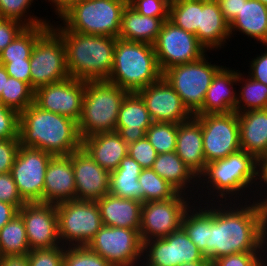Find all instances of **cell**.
<instances>
[{
    "instance_id": "1",
    "label": "cell",
    "mask_w": 267,
    "mask_h": 266,
    "mask_svg": "<svg viewBox=\"0 0 267 266\" xmlns=\"http://www.w3.org/2000/svg\"><path fill=\"white\" fill-rule=\"evenodd\" d=\"M219 205L222 208H210L206 258L212 262L234 253L260 250L263 253L265 249L262 248H267L263 246H267V208L254 201L252 205H239L238 208L233 204L230 209L225 204L224 209L223 203Z\"/></svg>"
},
{
    "instance_id": "2",
    "label": "cell",
    "mask_w": 267,
    "mask_h": 266,
    "mask_svg": "<svg viewBox=\"0 0 267 266\" xmlns=\"http://www.w3.org/2000/svg\"><path fill=\"white\" fill-rule=\"evenodd\" d=\"M20 146L46 151L53 156L70 155L81 148L77 122L45 111L35 103L19 114Z\"/></svg>"
},
{
    "instance_id": "3",
    "label": "cell",
    "mask_w": 267,
    "mask_h": 266,
    "mask_svg": "<svg viewBox=\"0 0 267 266\" xmlns=\"http://www.w3.org/2000/svg\"><path fill=\"white\" fill-rule=\"evenodd\" d=\"M51 27L62 37L69 77L90 81L108 80L113 68L116 37L74 32Z\"/></svg>"
},
{
    "instance_id": "4",
    "label": "cell",
    "mask_w": 267,
    "mask_h": 266,
    "mask_svg": "<svg viewBox=\"0 0 267 266\" xmlns=\"http://www.w3.org/2000/svg\"><path fill=\"white\" fill-rule=\"evenodd\" d=\"M152 44L116 39L109 82L137 92L162 78Z\"/></svg>"
},
{
    "instance_id": "5",
    "label": "cell",
    "mask_w": 267,
    "mask_h": 266,
    "mask_svg": "<svg viewBox=\"0 0 267 266\" xmlns=\"http://www.w3.org/2000/svg\"><path fill=\"white\" fill-rule=\"evenodd\" d=\"M129 93L108 80L86 81L81 116L77 122L81 139L115 132L119 109Z\"/></svg>"
},
{
    "instance_id": "6",
    "label": "cell",
    "mask_w": 267,
    "mask_h": 266,
    "mask_svg": "<svg viewBox=\"0 0 267 266\" xmlns=\"http://www.w3.org/2000/svg\"><path fill=\"white\" fill-rule=\"evenodd\" d=\"M125 0H80L60 18L70 31L118 38Z\"/></svg>"
},
{
    "instance_id": "7",
    "label": "cell",
    "mask_w": 267,
    "mask_h": 266,
    "mask_svg": "<svg viewBox=\"0 0 267 266\" xmlns=\"http://www.w3.org/2000/svg\"><path fill=\"white\" fill-rule=\"evenodd\" d=\"M257 169L258 160L246 151L239 150L226 158L207 163L198 178L200 179L203 176V180L207 182V189L211 192V188H213L212 192L215 190L216 194H219H215L216 197H220L217 202H221V198H225L226 202L228 200L226 199L227 194L229 197L233 196L235 198L237 196L234 195L239 194L240 190H247L249 186L256 182L258 178ZM209 182L210 189L208 188Z\"/></svg>"
},
{
    "instance_id": "8",
    "label": "cell",
    "mask_w": 267,
    "mask_h": 266,
    "mask_svg": "<svg viewBox=\"0 0 267 266\" xmlns=\"http://www.w3.org/2000/svg\"><path fill=\"white\" fill-rule=\"evenodd\" d=\"M222 67L209 63L204 55L197 61L170 67L162 77L180 96L189 113L195 116L202 108L214 76Z\"/></svg>"
},
{
    "instance_id": "9",
    "label": "cell",
    "mask_w": 267,
    "mask_h": 266,
    "mask_svg": "<svg viewBox=\"0 0 267 266\" xmlns=\"http://www.w3.org/2000/svg\"><path fill=\"white\" fill-rule=\"evenodd\" d=\"M56 210L58 234L62 246L68 244L69 247L87 246L103 226L96 201L76 199L65 201L56 204Z\"/></svg>"
},
{
    "instance_id": "10",
    "label": "cell",
    "mask_w": 267,
    "mask_h": 266,
    "mask_svg": "<svg viewBox=\"0 0 267 266\" xmlns=\"http://www.w3.org/2000/svg\"><path fill=\"white\" fill-rule=\"evenodd\" d=\"M29 61L34 90L69 77L64 42L51 26L37 39Z\"/></svg>"
},
{
    "instance_id": "11",
    "label": "cell",
    "mask_w": 267,
    "mask_h": 266,
    "mask_svg": "<svg viewBox=\"0 0 267 266\" xmlns=\"http://www.w3.org/2000/svg\"><path fill=\"white\" fill-rule=\"evenodd\" d=\"M202 126L206 164L241 150L236 112L194 116Z\"/></svg>"
},
{
    "instance_id": "12",
    "label": "cell",
    "mask_w": 267,
    "mask_h": 266,
    "mask_svg": "<svg viewBox=\"0 0 267 266\" xmlns=\"http://www.w3.org/2000/svg\"><path fill=\"white\" fill-rule=\"evenodd\" d=\"M87 247L112 266H135L145 254L140 232L123 227L103 225Z\"/></svg>"
},
{
    "instance_id": "13",
    "label": "cell",
    "mask_w": 267,
    "mask_h": 266,
    "mask_svg": "<svg viewBox=\"0 0 267 266\" xmlns=\"http://www.w3.org/2000/svg\"><path fill=\"white\" fill-rule=\"evenodd\" d=\"M153 47L162 73L172 66L197 61L206 51L196 35L169 20L163 22Z\"/></svg>"
},
{
    "instance_id": "14",
    "label": "cell",
    "mask_w": 267,
    "mask_h": 266,
    "mask_svg": "<svg viewBox=\"0 0 267 266\" xmlns=\"http://www.w3.org/2000/svg\"><path fill=\"white\" fill-rule=\"evenodd\" d=\"M52 156L40 149L19 147L10 173L26 203H43L46 168Z\"/></svg>"
},
{
    "instance_id": "15",
    "label": "cell",
    "mask_w": 267,
    "mask_h": 266,
    "mask_svg": "<svg viewBox=\"0 0 267 266\" xmlns=\"http://www.w3.org/2000/svg\"><path fill=\"white\" fill-rule=\"evenodd\" d=\"M184 195L177 193L169 200L142 203L139 230L142 242L164 238L181 227L184 213L190 208Z\"/></svg>"
},
{
    "instance_id": "16",
    "label": "cell",
    "mask_w": 267,
    "mask_h": 266,
    "mask_svg": "<svg viewBox=\"0 0 267 266\" xmlns=\"http://www.w3.org/2000/svg\"><path fill=\"white\" fill-rule=\"evenodd\" d=\"M146 266H179L193 261H209L182 227L164 238L143 242ZM149 252V253H148Z\"/></svg>"
},
{
    "instance_id": "17",
    "label": "cell",
    "mask_w": 267,
    "mask_h": 266,
    "mask_svg": "<svg viewBox=\"0 0 267 266\" xmlns=\"http://www.w3.org/2000/svg\"><path fill=\"white\" fill-rule=\"evenodd\" d=\"M86 81L68 77L35 90L34 103L41 109L78 122L85 93Z\"/></svg>"
},
{
    "instance_id": "18",
    "label": "cell",
    "mask_w": 267,
    "mask_h": 266,
    "mask_svg": "<svg viewBox=\"0 0 267 266\" xmlns=\"http://www.w3.org/2000/svg\"><path fill=\"white\" fill-rule=\"evenodd\" d=\"M18 214L24 221L30 250L61 246L55 204L25 203Z\"/></svg>"
},
{
    "instance_id": "19",
    "label": "cell",
    "mask_w": 267,
    "mask_h": 266,
    "mask_svg": "<svg viewBox=\"0 0 267 266\" xmlns=\"http://www.w3.org/2000/svg\"><path fill=\"white\" fill-rule=\"evenodd\" d=\"M136 93L144 101L153 122L179 124L192 117L180 96L163 77Z\"/></svg>"
},
{
    "instance_id": "20",
    "label": "cell",
    "mask_w": 267,
    "mask_h": 266,
    "mask_svg": "<svg viewBox=\"0 0 267 266\" xmlns=\"http://www.w3.org/2000/svg\"><path fill=\"white\" fill-rule=\"evenodd\" d=\"M76 200L97 201L109 192L110 172L99 166L81 147L71 153Z\"/></svg>"
},
{
    "instance_id": "21",
    "label": "cell",
    "mask_w": 267,
    "mask_h": 266,
    "mask_svg": "<svg viewBox=\"0 0 267 266\" xmlns=\"http://www.w3.org/2000/svg\"><path fill=\"white\" fill-rule=\"evenodd\" d=\"M76 184L70 155L52 156L45 175L43 203L75 200Z\"/></svg>"
},
{
    "instance_id": "22",
    "label": "cell",
    "mask_w": 267,
    "mask_h": 266,
    "mask_svg": "<svg viewBox=\"0 0 267 266\" xmlns=\"http://www.w3.org/2000/svg\"><path fill=\"white\" fill-rule=\"evenodd\" d=\"M242 77V73L222 67L214 76L202 108L196 115L235 112L238 95L233 90V84L241 83Z\"/></svg>"
},
{
    "instance_id": "23",
    "label": "cell",
    "mask_w": 267,
    "mask_h": 266,
    "mask_svg": "<svg viewBox=\"0 0 267 266\" xmlns=\"http://www.w3.org/2000/svg\"><path fill=\"white\" fill-rule=\"evenodd\" d=\"M152 123L142 98L130 92L119 109L115 132L129 145L144 138Z\"/></svg>"
},
{
    "instance_id": "24",
    "label": "cell",
    "mask_w": 267,
    "mask_h": 266,
    "mask_svg": "<svg viewBox=\"0 0 267 266\" xmlns=\"http://www.w3.org/2000/svg\"><path fill=\"white\" fill-rule=\"evenodd\" d=\"M81 147L105 170H116L128 155V144L117 132L98 133L82 139Z\"/></svg>"
},
{
    "instance_id": "25",
    "label": "cell",
    "mask_w": 267,
    "mask_h": 266,
    "mask_svg": "<svg viewBox=\"0 0 267 266\" xmlns=\"http://www.w3.org/2000/svg\"><path fill=\"white\" fill-rule=\"evenodd\" d=\"M202 141V126L194 116L178 124L175 152L197 178L206 167Z\"/></svg>"
},
{
    "instance_id": "26",
    "label": "cell",
    "mask_w": 267,
    "mask_h": 266,
    "mask_svg": "<svg viewBox=\"0 0 267 266\" xmlns=\"http://www.w3.org/2000/svg\"><path fill=\"white\" fill-rule=\"evenodd\" d=\"M96 202L104 226L140 230L142 202L109 193Z\"/></svg>"
},
{
    "instance_id": "27",
    "label": "cell",
    "mask_w": 267,
    "mask_h": 266,
    "mask_svg": "<svg viewBox=\"0 0 267 266\" xmlns=\"http://www.w3.org/2000/svg\"><path fill=\"white\" fill-rule=\"evenodd\" d=\"M241 150L257 160L267 155V108L238 113Z\"/></svg>"
},
{
    "instance_id": "28",
    "label": "cell",
    "mask_w": 267,
    "mask_h": 266,
    "mask_svg": "<svg viewBox=\"0 0 267 266\" xmlns=\"http://www.w3.org/2000/svg\"><path fill=\"white\" fill-rule=\"evenodd\" d=\"M196 37L206 50L220 48L230 37L229 23L224 19L219 3L200 0V26Z\"/></svg>"
},
{
    "instance_id": "29",
    "label": "cell",
    "mask_w": 267,
    "mask_h": 266,
    "mask_svg": "<svg viewBox=\"0 0 267 266\" xmlns=\"http://www.w3.org/2000/svg\"><path fill=\"white\" fill-rule=\"evenodd\" d=\"M169 17H148L140 15L129 4L125 6L122 12L121 29L118 38L154 44L162 24Z\"/></svg>"
},
{
    "instance_id": "30",
    "label": "cell",
    "mask_w": 267,
    "mask_h": 266,
    "mask_svg": "<svg viewBox=\"0 0 267 266\" xmlns=\"http://www.w3.org/2000/svg\"><path fill=\"white\" fill-rule=\"evenodd\" d=\"M241 31L267 45V5L259 0H246L238 15L229 23V32Z\"/></svg>"
},
{
    "instance_id": "31",
    "label": "cell",
    "mask_w": 267,
    "mask_h": 266,
    "mask_svg": "<svg viewBox=\"0 0 267 266\" xmlns=\"http://www.w3.org/2000/svg\"><path fill=\"white\" fill-rule=\"evenodd\" d=\"M143 168L129 155L124 157L119 167L110 172L109 194L137 200L143 203V190L138 181Z\"/></svg>"
},
{
    "instance_id": "32",
    "label": "cell",
    "mask_w": 267,
    "mask_h": 266,
    "mask_svg": "<svg viewBox=\"0 0 267 266\" xmlns=\"http://www.w3.org/2000/svg\"><path fill=\"white\" fill-rule=\"evenodd\" d=\"M152 169L164 180H166L178 193L184 194L187 184H193L192 179L197 176L182 161L176 152L157 154ZM184 190V191H183Z\"/></svg>"
},
{
    "instance_id": "33",
    "label": "cell",
    "mask_w": 267,
    "mask_h": 266,
    "mask_svg": "<svg viewBox=\"0 0 267 266\" xmlns=\"http://www.w3.org/2000/svg\"><path fill=\"white\" fill-rule=\"evenodd\" d=\"M51 26H26L16 38L0 52V63L29 60L37 39Z\"/></svg>"
},
{
    "instance_id": "34",
    "label": "cell",
    "mask_w": 267,
    "mask_h": 266,
    "mask_svg": "<svg viewBox=\"0 0 267 266\" xmlns=\"http://www.w3.org/2000/svg\"><path fill=\"white\" fill-rule=\"evenodd\" d=\"M29 252L24 221L16 214L0 229V256L27 255Z\"/></svg>"
},
{
    "instance_id": "35",
    "label": "cell",
    "mask_w": 267,
    "mask_h": 266,
    "mask_svg": "<svg viewBox=\"0 0 267 266\" xmlns=\"http://www.w3.org/2000/svg\"><path fill=\"white\" fill-rule=\"evenodd\" d=\"M192 207L194 206L185 211L181 227L206 258V244L208 243V229L210 228V206L207 205L206 208L200 206L197 209L198 211ZM191 208L193 211H191Z\"/></svg>"
},
{
    "instance_id": "36",
    "label": "cell",
    "mask_w": 267,
    "mask_h": 266,
    "mask_svg": "<svg viewBox=\"0 0 267 266\" xmlns=\"http://www.w3.org/2000/svg\"><path fill=\"white\" fill-rule=\"evenodd\" d=\"M168 20L196 35L200 26V0H171Z\"/></svg>"
},
{
    "instance_id": "37",
    "label": "cell",
    "mask_w": 267,
    "mask_h": 266,
    "mask_svg": "<svg viewBox=\"0 0 267 266\" xmlns=\"http://www.w3.org/2000/svg\"><path fill=\"white\" fill-rule=\"evenodd\" d=\"M35 90L26 82L9 76L0 102L18 114L34 103Z\"/></svg>"
},
{
    "instance_id": "38",
    "label": "cell",
    "mask_w": 267,
    "mask_h": 266,
    "mask_svg": "<svg viewBox=\"0 0 267 266\" xmlns=\"http://www.w3.org/2000/svg\"><path fill=\"white\" fill-rule=\"evenodd\" d=\"M138 181L143 190V203L164 201L173 198L178 192L152 168L143 169Z\"/></svg>"
},
{
    "instance_id": "39",
    "label": "cell",
    "mask_w": 267,
    "mask_h": 266,
    "mask_svg": "<svg viewBox=\"0 0 267 266\" xmlns=\"http://www.w3.org/2000/svg\"><path fill=\"white\" fill-rule=\"evenodd\" d=\"M244 81V86H242L239 91L240 93H238L239 97L237 96L235 112L238 114L250 110L266 109L267 86L250 77H247Z\"/></svg>"
},
{
    "instance_id": "40",
    "label": "cell",
    "mask_w": 267,
    "mask_h": 266,
    "mask_svg": "<svg viewBox=\"0 0 267 266\" xmlns=\"http://www.w3.org/2000/svg\"><path fill=\"white\" fill-rule=\"evenodd\" d=\"M177 123L153 122L146 131V138L157 154L174 152L176 149Z\"/></svg>"
},
{
    "instance_id": "41",
    "label": "cell",
    "mask_w": 267,
    "mask_h": 266,
    "mask_svg": "<svg viewBox=\"0 0 267 266\" xmlns=\"http://www.w3.org/2000/svg\"><path fill=\"white\" fill-rule=\"evenodd\" d=\"M63 266H112L87 246H65Z\"/></svg>"
},
{
    "instance_id": "42",
    "label": "cell",
    "mask_w": 267,
    "mask_h": 266,
    "mask_svg": "<svg viewBox=\"0 0 267 266\" xmlns=\"http://www.w3.org/2000/svg\"><path fill=\"white\" fill-rule=\"evenodd\" d=\"M32 2L33 0H0V17L18 20L26 26L50 24L47 20L41 18L37 19L30 16L25 19L27 15L24 14L27 13Z\"/></svg>"
},
{
    "instance_id": "43",
    "label": "cell",
    "mask_w": 267,
    "mask_h": 266,
    "mask_svg": "<svg viewBox=\"0 0 267 266\" xmlns=\"http://www.w3.org/2000/svg\"><path fill=\"white\" fill-rule=\"evenodd\" d=\"M64 251L65 246L62 245L49 249L30 250L29 266H63Z\"/></svg>"
},
{
    "instance_id": "44",
    "label": "cell",
    "mask_w": 267,
    "mask_h": 266,
    "mask_svg": "<svg viewBox=\"0 0 267 266\" xmlns=\"http://www.w3.org/2000/svg\"><path fill=\"white\" fill-rule=\"evenodd\" d=\"M128 155L136 160L143 169L152 168L157 152L146 136L128 145Z\"/></svg>"
},
{
    "instance_id": "45",
    "label": "cell",
    "mask_w": 267,
    "mask_h": 266,
    "mask_svg": "<svg viewBox=\"0 0 267 266\" xmlns=\"http://www.w3.org/2000/svg\"><path fill=\"white\" fill-rule=\"evenodd\" d=\"M261 256L260 252L234 253L216 258L211 266H263Z\"/></svg>"
},
{
    "instance_id": "46",
    "label": "cell",
    "mask_w": 267,
    "mask_h": 266,
    "mask_svg": "<svg viewBox=\"0 0 267 266\" xmlns=\"http://www.w3.org/2000/svg\"><path fill=\"white\" fill-rule=\"evenodd\" d=\"M170 0H132L129 5L140 15L169 17Z\"/></svg>"
},
{
    "instance_id": "47",
    "label": "cell",
    "mask_w": 267,
    "mask_h": 266,
    "mask_svg": "<svg viewBox=\"0 0 267 266\" xmlns=\"http://www.w3.org/2000/svg\"><path fill=\"white\" fill-rule=\"evenodd\" d=\"M19 114L0 102V140L18 137Z\"/></svg>"
},
{
    "instance_id": "48",
    "label": "cell",
    "mask_w": 267,
    "mask_h": 266,
    "mask_svg": "<svg viewBox=\"0 0 267 266\" xmlns=\"http://www.w3.org/2000/svg\"><path fill=\"white\" fill-rule=\"evenodd\" d=\"M0 201L12 204L18 210L26 203L20 196L10 172L0 174Z\"/></svg>"
},
{
    "instance_id": "49",
    "label": "cell",
    "mask_w": 267,
    "mask_h": 266,
    "mask_svg": "<svg viewBox=\"0 0 267 266\" xmlns=\"http://www.w3.org/2000/svg\"><path fill=\"white\" fill-rule=\"evenodd\" d=\"M19 147V138L0 140V174L11 172Z\"/></svg>"
},
{
    "instance_id": "50",
    "label": "cell",
    "mask_w": 267,
    "mask_h": 266,
    "mask_svg": "<svg viewBox=\"0 0 267 266\" xmlns=\"http://www.w3.org/2000/svg\"><path fill=\"white\" fill-rule=\"evenodd\" d=\"M25 27L26 25L18 20L0 17V52L3 51Z\"/></svg>"
},
{
    "instance_id": "51",
    "label": "cell",
    "mask_w": 267,
    "mask_h": 266,
    "mask_svg": "<svg viewBox=\"0 0 267 266\" xmlns=\"http://www.w3.org/2000/svg\"><path fill=\"white\" fill-rule=\"evenodd\" d=\"M3 65L9 76L28 83L31 86L30 61H11L9 63H0Z\"/></svg>"
},
{
    "instance_id": "52",
    "label": "cell",
    "mask_w": 267,
    "mask_h": 266,
    "mask_svg": "<svg viewBox=\"0 0 267 266\" xmlns=\"http://www.w3.org/2000/svg\"><path fill=\"white\" fill-rule=\"evenodd\" d=\"M249 76L267 86V51L251 61Z\"/></svg>"
},
{
    "instance_id": "53",
    "label": "cell",
    "mask_w": 267,
    "mask_h": 266,
    "mask_svg": "<svg viewBox=\"0 0 267 266\" xmlns=\"http://www.w3.org/2000/svg\"><path fill=\"white\" fill-rule=\"evenodd\" d=\"M246 0H223L219 3L224 19L230 23L240 12Z\"/></svg>"
},
{
    "instance_id": "54",
    "label": "cell",
    "mask_w": 267,
    "mask_h": 266,
    "mask_svg": "<svg viewBox=\"0 0 267 266\" xmlns=\"http://www.w3.org/2000/svg\"><path fill=\"white\" fill-rule=\"evenodd\" d=\"M16 214H18V209L14 205L0 201V229Z\"/></svg>"
},
{
    "instance_id": "55",
    "label": "cell",
    "mask_w": 267,
    "mask_h": 266,
    "mask_svg": "<svg viewBox=\"0 0 267 266\" xmlns=\"http://www.w3.org/2000/svg\"><path fill=\"white\" fill-rule=\"evenodd\" d=\"M0 266H29L28 254L0 256Z\"/></svg>"
},
{
    "instance_id": "56",
    "label": "cell",
    "mask_w": 267,
    "mask_h": 266,
    "mask_svg": "<svg viewBox=\"0 0 267 266\" xmlns=\"http://www.w3.org/2000/svg\"><path fill=\"white\" fill-rule=\"evenodd\" d=\"M258 168L259 169H257V176L259 178L257 179H259L260 182L263 181L265 184H267V155L258 159ZM265 197L266 199L264 198L263 201L262 199L257 201L259 204L267 208V196Z\"/></svg>"
},
{
    "instance_id": "57",
    "label": "cell",
    "mask_w": 267,
    "mask_h": 266,
    "mask_svg": "<svg viewBox=\"0 0 267 266\" xmlns=\"http://www.w3.org/2000/svg\"><path fill=\"white\" fill-rule=\"evenodd\" d=\"M54 4L55 12H57L60 17L64 12H66L71 6L79 2L80 0H48Z\"/></svg>"
},
{
    "instance_id": "58",
    "label": "cell",
    "mask_w": 267,
    "mask_h": 266,
    "mask_svg": "<svg viewBox=\"0 0 267 266\" xmlns=\"http://www.w3.org/2000/svg\"><path fill=\"white\" fill-rule=\"evenodd\" d=\"M9 75L3 65L0 64V97L2 92H5L6 81L8 80Z\"/></svg>"
},
{
    "instance_id": "59",
    "label": "cell",
    "mask_w": 267,
    "mask_h": 266,
    "mask_svg": "<svg viewBox=\"0 0 267 266\" xmlns=\"http://www.w3.org/2000/svg\"><path fill=\"white\" fill-rule=\"evenodd\" d=\"M179 266H211L210 261H193L188 263H183Z\"/></svg>"
},
{
    "instance_id": "60",
    "label": "cell",
    "mask_w": 267,
    "mask_h": 266,
    "mask_svg": "<svg viewBox=\"0 0 267 266\" xmlns=\"http://www.w3.org/2000/svg\"><path fill=\"white\" fill-rule=\"evenodd\" d=\"M208 1H210V2H215V3H220V2L223 1V0H208Z\"/></svg>"
},
{
    "instance_id": "61",
    "label": "cell",
    "mask_w": 267,
    "mask_h": 266,
    "mask_svg": "<svg viewBox=\"0 0 267 266\" xmlns=\"http://www.w3.org/2000/svg\"><path fill=\"white\" fill-rule=\"evenodd\" d=\"M261 3H263L264 5H267V0H259Z\"/></svg>"
},
{
    "instance_id": "62",
    "label": "cell",
    "mask_w": 267,
    "mask_h": 266,
    "mask_svg": "<svg viewBox=\"0 0 267 266\" xmlns=\"http://www.w3.org/2000/svg\"><path fill=\"white\" fill-rule=\"evenodd\" d=\"M127 2V4H129L132 0H125ZM171 1V0H170Z\"/></svg>"
}]
</instances>
